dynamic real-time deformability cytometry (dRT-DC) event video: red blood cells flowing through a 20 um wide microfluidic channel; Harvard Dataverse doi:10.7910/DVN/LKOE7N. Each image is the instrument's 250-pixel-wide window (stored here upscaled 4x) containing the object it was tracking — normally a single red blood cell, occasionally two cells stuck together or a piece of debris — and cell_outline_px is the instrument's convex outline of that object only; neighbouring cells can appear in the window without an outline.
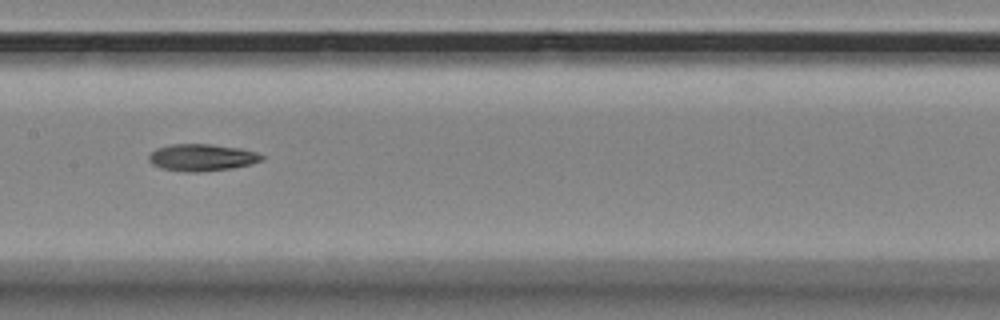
{"species": "Egyptian fruit bat (a non-hibernating species)", "species_latin": "Rousettus aegyptiacus", "temperature_condition": "room temperature", "stored_images_in_passage": 10, "camera_frame_rate_fps": 3000, "um_per_image_px": 0.085, "animal": {"sex": "female"}, "frame": {"image": 1, "passage_image": 9, "time_ms": 2.667, "image_size_px": [1000, 320], "cell_outline_px": [[264, 160], [232, 168], [196, 172], [188, 172], [160, 168], [152, 164], [148, 160], [148, 156], [156, 148], [172, 144], [212, 144], [240, 148], [256, 152], [264, 156]], "centroid_in_image_um": [17.14, 13.38], "position_along_channel_um": 190.3, "area_um2": 17.69}}
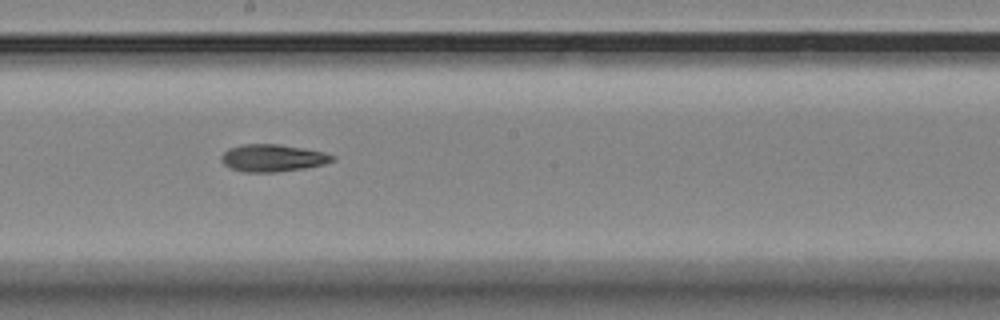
{"frame": {"image": 2, "passage_image": 10, "time_ms": 3.0, "image_size_px": [1000, 320], "cell_outline_px": [[336, 160], [324, 164], [304, 168], [276, 172], [240, 172], [228, 168], [220, 160], [220, 156], [228, 148], [240, 144], [280, 144], [304, 148], [324, 152], [336, 156]], "centroid_in_image_um": [23.15, 13.43], "position_along_channel_um": 225.1, "area_um2": 17.98}}